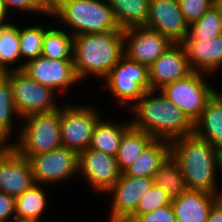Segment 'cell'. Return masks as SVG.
Wrapping results in <instances>:
<instances>
[{"instance_id": "cell-2", "label": "cell", "mask_w": 222, "mask_h": 222, "mask_svg": "<svg viewBox=\"0 0 222 222\" xmlns=\"http://www.w3.org/2000/svg\"><path fill=\"white\" fill-rule=\"evenodd\" d=\"M129 111L131 125L154 139L172 142L193 134V123L160 90L146 91Z\"/></svg>"}, {"instance_id": "cell-33", "label": "cell", "mask_w": 222, "mask_h": 222, "mask_svg": "<svg viewBox=\"0 0 222 222\" xmlns=\"http://www.w3.org/2000/svg\"><path fill=\"white\" fill-rule=\"evenodd\" d=\"M2 7L7 16L10 17V11L12 13L20 10L21 12H28L34 15L39 13L42 15H51V5L47 0H1ZM16 10V11H15ZM14 11V12H13ZM34 12V13H33ZM9 13V14H8Z\"/></svg>"}, {"instance_id": "cell-30", "label": "cell", "mask_w": 222, "mask_h": 222, "mask_svg": "<svg viewBox=\"0 0 222 222\" xmlns=\"http://www.w3.org/2000/svg\"><path fill=\"white\" fill-rule=\"evenodd\" d=\"M31 25L24 28L19 27V49L21 58H24L22 59L24 64L42 54L45 31L51 26H43L41 24Z\"/></svg>"}, {"instance_id": "cell-31", "label": "cell", "mask_w": 222, "mask_h": 222, "mask_svg": "<svg viewBox=\"0 0 222 222\" xmlns=\"http://www.w3.org/2000/svg\"><path fill=\"white\" fill-rule=\"evenodd\" d=\"M222 34V18L214 5L201 18L189 25L188 35L184 40L212 39Z\"/></svg>"}, {"instance_id": "cell-14", "label": "cell", "mask_w": 222, "mask_h": 222, "mask_svg": "<svg viewBox=\"0 0 222 222\" xmlns=\"http://www.w3.org/2000/svg\"><path fill=\"white\" fill-rule=\"evenodd\" d=\"M22 71L55 92L72 89L73 85L75 87L80 82L75 73L73 60H54L40 55L24 64Z\"/></svg>"}, {"instance_id": "cell-5", "label": "cell", "mask_w": 222, "mask_h": 222, "mask_svg": "<svg viewBox=\"0 0 222 222\" xmlns=\"http://www.w3.org/2000/svg\"><path fill=\"white\" fill-rule=\"evenodd\" d=\"M22 125L10 145L22 156L47 153L62 147L60 108L49 113L32 114L20 119Z\"/></svg>"}, {"instance_id": "cell-22", "label": "cell", "mask_w": 222, "mask_h": 222, "mask_svg": "<svg viewBox=\"0 0 222 222\" xmlns=\"http://www.w3.org/2000/svg\"><path fill=\"white\" fill-rule=\"evenodd\" d=\"M45 187L49 186L36 183L15 198L16 222L42 221V215L45 214L48 205Z\"/></svg>"}, {"instance_id": "cell-9", "label": "cell", "mask_w": 222, "mask_h": 222, "mask_svg": "<svg viewBox=\"0 0 222 222\" xmlns=\"http://www.w3.org/2000/svg\"><path fill=\"white\" fill-rule=\"evenodd\" d=\"M96 107L66 103L60 107L62 147L78 154L89 148L94 127L101 118Z\"/></svg>"}, {"instance_id": "cell-7", "label": "cell", "mask_w": 222, "mask_h": 222, "mask_svg": "<svg viewBox=\"0 0 222 222\" xmlns=\"http://www.w3.org/2000/svg\"><path fill=\"white\" fill-rule=\"evenodd\" d=\"M3 74L11 84L13 102L19 118L53 112L61 107L54 100L57 95L53 89L31 79L24 71L10 70Z\"/></svg>"}, {"instance_id": "cell-13", "label": "cell", "mask_w": 222, "mask_h": 222, "mask_svg": "<svg viewBox=\"0 0 222 222\" xmlns=\"http://www.w3.org/2000/svg\"><path fill=\"white\" fill-rule=\"evenodd\" d=\"M34 184L29 160L10 144L0 145V192L16 198Z\"/></svg>"}, {"instance_id": "cell-42", "label": "cell", "mask_w": 222, "mask_h": 222, "mask_svg": "<svg viewBox=\"0 0 222 222\" xmlns=\"http://www.w3.org/2000/svg\"><path fill=\"white\" fill-rule=\"evenodd\" d=\"M217 93L222 97V92L221 91L220 92L218 91Z\"/></svg>"}, {"instance_id": "cell-1", "label": "cell", "mask_w": 222, "mask_h": 222, "mask_svg": "<svg viewBox=\"0 0 222 222\" xmlns=\"http://www.w3.org/2000/svg\"><path fill=\"white\" fill-rule=\"evenodd\" d=\"M170 154L181 167L187 189L222 194L216 181L221 173L220 149L192 134L170 142Z\"/></svg>"}, {"instance_id": "cell-18", "label": "cell", "mask_w": 222, "mask_h": 222, "mask_svg": "<svg viewBox=\"0 0 222 222\" xmlns=\"http://www.w3.org/2000/svg\"><path fill=\"white\" fill-rule=\"evenodd\" d=\"M221 196L202 190H185L171 201L177 222H207L213 204Z\"/></svg>"}, {"instance_id": "cell-16", "label": "cell", "mask_w": 222, "mask_h": 222, "mask_svg": "<svg viewBox=\"0 0 222 222\" xmlns=\"http://www.w3.org/2000/svg\"><path fill=\"white\" fill-rule=\"evenodd\" d=\"M145 27L159 32L173 43H182L188 35L189 24L178 0H150Z\"/></svg>"}, {"instance_id": "cell-8", "label": "cell", "mask_w": 222, "mask_h": 222, "mask_svg": "<svg viewBox=\"0 0 222 222\" xmlns=\"http://www.w3.org/2000/svg\"><path fill=\"white\" fill-rule=\"evenodd\" d=\"M208 75L204 72L193 71L185 78L166 84L160 89L193 124L200 117L207 102L218 91L207 82Z\"/></svg>"}, {"instance_id": "cell-19", "label": "cell", "mask_w": 222, "mask_h": 222, "mask_svg": "<svg viewBox=\"0 0 222 222\" xmlns=\"http://www.w3.org/2000/svg\"><path fill=\"white\" fill-rule=\"evenodd\" d=\"M182 44L193 71L204 72L212 77V74L221 70L222 34L210 40H184Z\"/></svg>"}, {"instance_id": "cell-26", "label": "cell", "mask_w": 222, "mask_h": 222, "mask_svg": "<svg viewBox=\"0 0 222 222\" xmlns=\"http://www.w3.org/2000/svg\"><path fill=\"white\" fill-rule=\"evenodd\" d=\"M120 29L145 26L150 0H108Z\"/></svg>"}, {"instance_id": "cell-12", "label": "cell", "mask_w": 222, "mask_h": 222, "mask_svg": "<svg viewBox=\"0 0 222 222\" xmlns=\"http://www.w3.org/2000/svg\"><path fill=\"white\" fill-rule=\"evenodd\" d=\"M124 55L149 67L173 42L159 32L145 26L123 29Z\"/></svg>"}, {"instance_id": "cell-11", "label": "cell", "mask_w": 222, "mask_h": 222, "mask_svg": "<svg viewBox=\"0 0 222 222\" xmlns=\"http://www.w3.org/2000/svg\"><path fill=\"white\" fill-rule=\"evenodd\" d=\"M78 173L96 194L107 193L119 180L120 171L115 156L90 148L79 153ZM91 185V186H90Z\"/></svg>"}, {"instance_id": "cell-15", "label": "cell", "mask_w": 222, "mask_h": 222, "mask_svg": "<svg viewBox=\"0 0 222 222\" xmlns=\"http://www.w3.org/2000/svg\"><path fill=\"white\" fill-rule=\"evenodd\" d=\"M154 184L153 177H130L121 174L119 180L106 193L111 195L109 222H125L135 211L141 197Z\"/></svg>"}, {"instance_id": "cell-10", "label": "cell", "mask_w": 222, "mask_h": 222, "mask_svg": "<svg viewBox=\"0 0 222 222\" xmlns=\"http://www.w3.org/2000/svg\"><path fill=\"white\" fill-rule=\"evenodd\" d=\"M28 160L35 183L41 185L51 187L68 182L78 173L79 154L65 147L31 156Z\"/></svg>"}, {"instance_id": "cell-28", "label": "cell", "mask_w": 222, "mask_h": 222, "mask_svg": "<svg viewBox=\"0 0 222 222\" xmlns=\"http://www.w3.org/2000/svg\"><path fill=\"white\" fill-rule=\"evenodd\" d=\"M65 30L53 25L45 31L42 56L54 60H73L74 36Z\"/></svg>"}, {"instance_id": "cell-40", "label": "cell", "mask_w": 222, "mask_h": 222, "mask_svg": "<svg viewBox=\"0 0 222 222\" xmlns=\"http://www.w3.org/2000/svg\"><path fill=\"white\" fill-rule=\"evenodd\" d=\"M49 2L50 5H52L53 3H55L57 0H47Z\"/></svg>"}, {"instance_id": "cell-21", "label": "cell", "mask_w": 222, "mask_h": 222, "mask_svg": "<svg viewBox=\"0 0 222 222\" xmlns=\"http://www.w3.org/2000/svg\"><path fill=\"white\" fill-rule=\"evenodd\" d=\"M170 155V142L154 139L123 172L130 177H153Z\"/></svg>"}, {"instance_id": "cell-34", "label": "cell", "mask_w": 222, "mask_h": 222, "mask_svg": "<svg viewBox=\"0 0 222 222\" xmlns=\"http://www.w3.org/2000/svg\"><path fill=\"white\" fill-rule=\"evenodd\" d=\"M181 12L190 25L215 5V0H178Z\"/></svg>"}, {"instance_id": "cell-27", "label": "cell", "mask_w": 222, "mask_h": 222, "mask_svg": "<svg viewBox=\"0 0 222 222\" xmlns=\"http://www.w3.org/2000/svg\"><path fill=\"white\" fill-rule=\"evenodd\" d=\"M19 120V115L13 102L12 87L9 79L3 74H0V145L10 144L12 134L14 132L13 120ZM13 130V131H12ZM11 135V136H10ZM11 137V138H10Z\"/></svg>"}, {"instance_id": "cell-25", "label": "cell", "mask_w": 222, "mask_h": 222, "mask_svg": "<svg viewBox=\"0 0 222 222\" xmlns=\"http://www.w3.org/2000/svg\"><path fill=\"white\" fill-rule=\"evenodd\" d=\"M153 140L150 134L131 125L124 132L115 156L120 171L130 166Z\"/></svg>"}, {"instance_id": "cell-20", "label": "cell", "mask_w": 222, "mask_h": 222, "mask_svg": "<svg viewBox=\"0 0 222 222\" xmlns=\"http://www.w3.org/2000/svg\"><path fill=\"white\" fill-rule=\"evenodd\" d=\"M193 134L222 150V97L217 92L194 122Z\"/></svg>"}, {"instance_id": "cell-29", "label": "cell", "mask_w": 222, "mask_h": 222, "mask_svg": "<svg viewBox=\"0 0 222 222\" xmlns=\"http://www.w3.org/2000/svg\"><path fill=\"white\" fill-rule=\"evenodd\" d=\"M154 183L165 191L171 199L180 196L187 190L181 167L171 154L155 172Z\"/></svg>"}, {"instance_id": "cell-32", "label": "cell", "mask_w": 222, "mask_h": 222, "mask_svg": "<svg viewBox=\"0 0 222 222\" xmlns=\"http://www.w3.org/2000/svg\"><path fill=\"white\" fill-rule=\"evenodd\" d=\"M171 201V197L154 183L139 200L136 211L125 222H132L139 215L153 212L162 206L171 205Z\"/></svg>"}, {"instance_id": "cell-24", "label": "cell", "mask_w": 222, "mask_h": 222, "mask_svg": "<svg viewBox=\"0 0 222 222\" xmlns=\"http://www.w3.org/2000/svg\"><path fill=\"white\" fill-rule=\"evenodd\" d=\"M10 21L12 20L10 19L0 24V72L1 73L10 70H22L24 67V63L21 60V54L19 49V26L17 25V23L16 24L13 22L10 23Z\"/></svg>"}, {"instance_id": "cell-36", "label": "cell", "mask_w": 222, "mask_h": 222, "mask_svg": "<svg viewBox=\"0 0 222 222\" xmlns=\"http://www.w3.org/2000/svg\"><path fill=\"white\" fill-rule=\"evenodd\" d=\"M0 222H16L15 197L0 192Z\"/></svg>"}, {"instance_id": "cell-37", "label": "cell", "mask_w": 222, "mask_h": 222, "mask_svg": "<svg viewBox=\"0 0 222 222\" xmlns=\"http://www.w3.org/2000/svg\"><path fill=\"white\" fill-rule=\"evenodd\" d=\"M207 222H222V196L213 204Z\"/></svg>"}, {"instance_id": "cell-6", "label": "cell", "mask_w": 222, "mask_h": 222, "mask_svg": "<svg viewBox=\"0 0 222 222\" xmlns=\"http://www.w3.org/2000/svg\"><path fill=\"white\" fill-rule=\"evenodd\" d=\"M118 105L130 109L146 91L151 90L148 67L123 55L103 79Z\"/></svg>"}, {"instance_id": "cell-38", "label": "cell", "mask_w": 222, "mask_h": 222, "mask_svg": "<svg viewBox=\"0 0 222 222\" xmlns=\"http://www.w3.org/2000/svg\"><path fill=\"white\" fill-rule=\"evenodd\" d=\"M10 19L3 10L2 3L0 0V24L6 22V20Z\"/></svg>"}, {"instance_id": "cell-4", "label": "cell", "mask_w": 222, "mask_h": 222, "mask_svg": "<svg viewBox=\"0 0 222 222\" xmlns=\"http://www.w3.org/2000/svg\"><path fill=\"white\" fill-rule=\"evenodd\" d=\"M50 17L58 20V24L60 21L67 25L73 36L123 31L115 20L108 0H57L51 5Z\"/></svg>"}, {"instance_id": "cell-41", "label": "cell", "mask_w": 222, "mask_h": 222, "mask_svg": "<svg viewBox=\"0 0 222 222\" xmlns=\"http://www.w3.org/2000/svg\"><path fill=\"white\" fill-rule=\"evenodd\" d=\"M221 172H222V150H221V168H220Z\"/></svg>"}, {"instance_id": "cell-23", "label": "cell", "mask_w": 222, "mask_h": 222, "mask_svg": "<svg viewBox=\"0 0 222 222\" xmlns=\"http://www.w3.org/2000/svg\"><path fill=\"white\" fill-rule=\"evenodd\" d=\"M101 117L93 130L89 148L116 156L124 132L131 126V119L124 123L113 122ZM118 123V124H117Z\"/></svg>"}, {"instance_id": "cell-39", "label": "cell", "mask_w": 222, "mask_h": 222, "mask_svg": "<svg viewBox=\"0 0 222 222\" xmlns=\"http://www.w3.org/2000/svg\"><path fill=\"white\" fill-rule=\"evenodd\" d=\"M215 6L219 10L221 18H222V0H215Z\"/></svg>"}, {"instance_id": "cell-35", "label": "cell", "mask_w": 222, "mask_h": 222, "mask_svg": "<svg viewBox=\"0 0 222 222\" xmlns=\"http://www.w3.org/2000/svg\"><path fill=\"white\" fill-rule=\"evenodd\" d=\"M132 222H177L171 205L159 207L153 212L137 216Z\"/></svg>"}, {"instance_id": "cell-3", "label": "cell", "mask_w": 222, "mask_h": 222, "mask_svg": "<svg viewBox=\"0 0 222 222\" xmlns=\"http://www.w3.org/2000/svg\"><path fill=\"white\" fill-rule=\"evenodd\" d=\"M123 55V31L74 36L73 62L76 76L80 82L92 75L99 80L104 79Z\"/></svg>"}, {"instance_id": "cell-17", "label": "cell", "mask_w": 222, "mask_h": 222, "mask_svg": "<svg viewBox=\"0 0 222 222\" xmlns=\"http://www.w3.org/2000/svg\"><path fill=\"white\" fill-rule=\"evenodd\" d=\"M151 90H160L166 84L185 78L193 72L185 47L182 43H173L149 67Z\"/></svg>"}]
</instances>
